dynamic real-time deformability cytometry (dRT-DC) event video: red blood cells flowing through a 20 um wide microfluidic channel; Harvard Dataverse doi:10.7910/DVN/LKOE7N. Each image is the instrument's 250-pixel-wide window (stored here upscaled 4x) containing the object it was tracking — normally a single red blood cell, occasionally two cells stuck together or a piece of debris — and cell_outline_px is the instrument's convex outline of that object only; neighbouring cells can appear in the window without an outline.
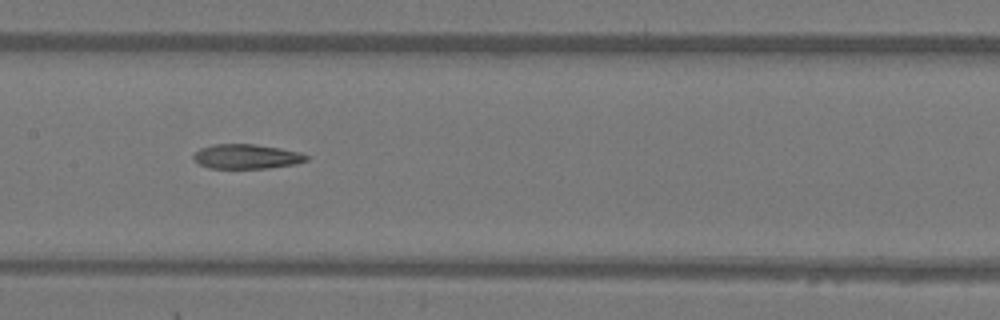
{"species": "Egyptian fruit bat (a non-hibernating species)", "species_latin": "Rousettus aegyptiacus", "temperature_condition": "warm", "stored_images_in_passage": 30, "camera_frame_rate_fps": 3000, "um_per_image_px": 0.085, "animal": {"sex": "female"}, "frame": {"image": 1, "passage_image": 9, "time_ms": 2.667, "image_size_px": [1000, 320], "cell_outline_px": [[308, 160], [296, 164], [268, 168], [208, 168], [200, 164], [192, 156], [200, 148], [212, 144], [256, 144], [280, 148], [300, 152], [308, 156]], "centroid_in_image_um": [20.97, 13.3], "position_along_channel_um": 186.4, "area_um2": 16.18}}
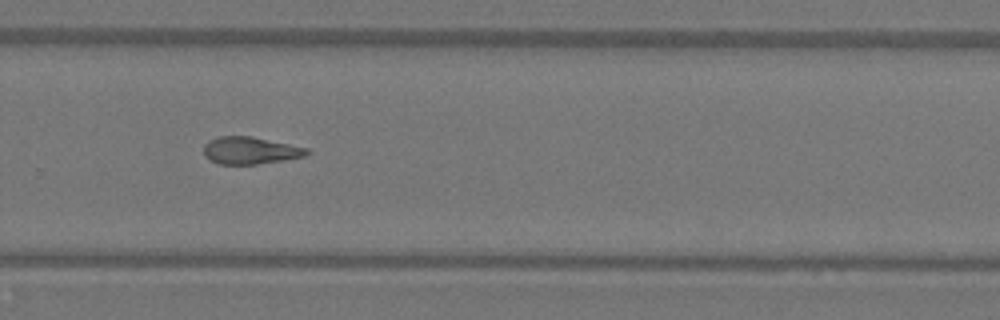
{"frame": {"image": 2, "passage_image": 18, "time_ms": 5.667, "image_size_px": [1000, 320], "cell_outline_px": [[308, 152], [304, 156], [284, 160], [256, 164], [220, 164], [204, 156], [204, 144], [220, 136], [252, 136], [308, 148]], "centroid_in_image_um": [21.27, 12.79], "position_along_channel_um": 308.5, "area_um2": 16.13}}